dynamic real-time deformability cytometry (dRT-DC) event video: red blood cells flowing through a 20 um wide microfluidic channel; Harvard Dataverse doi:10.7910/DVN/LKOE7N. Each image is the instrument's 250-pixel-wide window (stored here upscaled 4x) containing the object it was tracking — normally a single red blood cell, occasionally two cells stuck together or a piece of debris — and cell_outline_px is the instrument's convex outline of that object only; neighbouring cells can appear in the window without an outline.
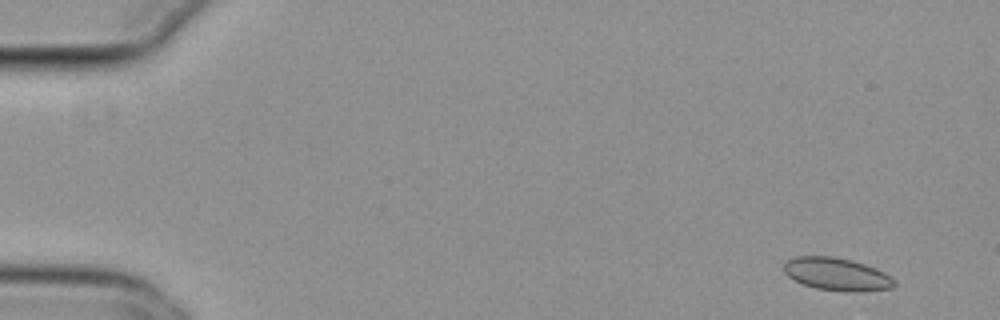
{"species": "common noctule bat (a hibernating species)", "species_latin": "Nyctalus noctula", "temperature_condition": "cold", "stored_images_in_passage": 55, "camera_frame_rate_fps": 3000, "um_per_image_px": 0.085, "animal": {"sex": "female", "body_mass_g": 29.2, "forearm_length_mm": 56.3}, "frame": {"image": 1, "passage_image": 4, "time_ms": 1.0, "image_size_px": [1000, 320], "cell_outline_px": [[896, 284], [892, 288], [860, 292], [848, 292], [816, 288], [804, 284], [788, 276], [784, 272], [784, 264], [788, 260], [796, 256], [832, 256], [852, 260], [876, 268], [892, 276], [896, 280]], "centroid_in_image_um": [71.18, 23.31], "position_along_channel_um": 13.8, "area_um2": 21.15}}
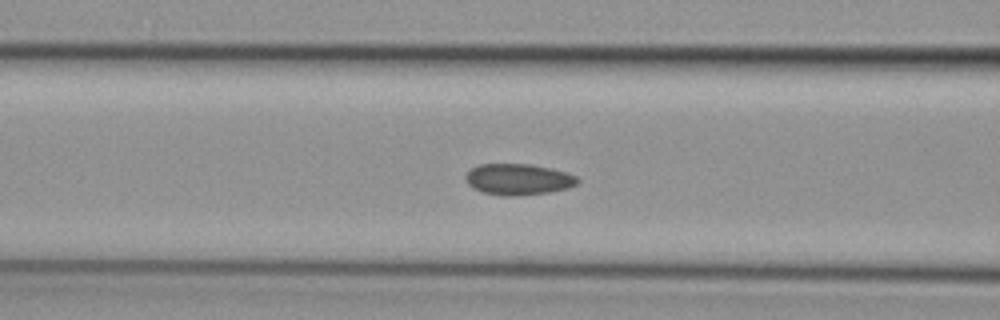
{"frame": {"image": 2, "passage_image": 23, "time_ms": 7.333, "image_size_px": [1000, 320], "cell_outline_px": [[580, 180], [576, 184], [568, 188], [548, 192], [520, 196], [504, 196], [484, 192], [472, 188], [464, 180], [464, 176], [472, 168], [480, 164], [532, 164], [552, 168], [568, 172], [576, 176]], "centroid_in_image_um": [44.06, 15.24], "position_along_channel_um": 122.5, "area_um2": 20.52}}
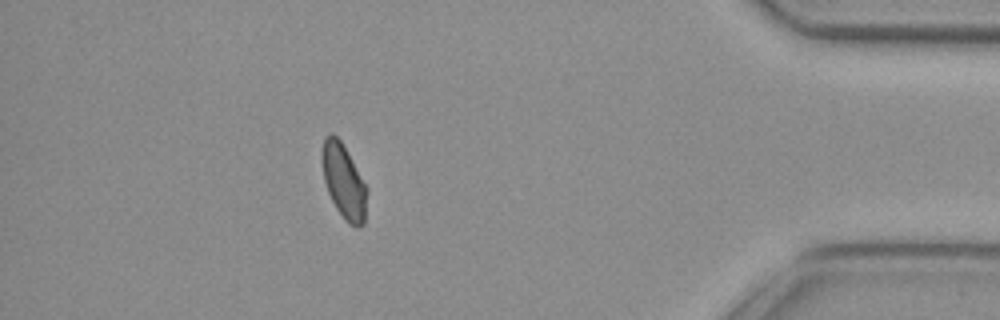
{"frame": {"image": 3, "passage_image": 49, "time_ms": 16.0, "image_size_px": [1000, 320], "cell_outline_px": [[368, 192], [364, 224], [356, 228], [348, 224], [344, 220], [336, 208], [328, 192], [324, 180], [320, 156], [320, 152], [324, 136], [328, 132], [332, 132], [340, 140], [368, 188]], "centroid_in_image_um": [29.2, 15.41], "position_along_channel_um": 406.0, "area_um2": 19.83}, "authors_computed_cell_mechanics": {"area_um2": 20.1144, "velocity_mm_per_s": 3.8127, "shape_relaxation_time_tau1_ms": null, "shape_relaxation_time_tau2_ms": 2.9314, "deformation_change_tau1": null, "deformation_change_tau2": 0.052}}